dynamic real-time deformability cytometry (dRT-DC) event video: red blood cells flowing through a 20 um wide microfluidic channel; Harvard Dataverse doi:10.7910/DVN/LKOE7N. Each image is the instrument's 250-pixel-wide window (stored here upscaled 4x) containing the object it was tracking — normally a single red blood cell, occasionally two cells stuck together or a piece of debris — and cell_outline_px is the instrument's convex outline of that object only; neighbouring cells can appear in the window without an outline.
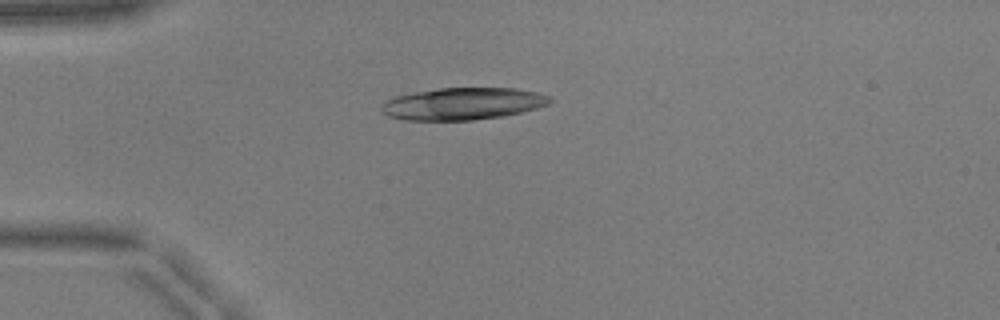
{"species": "common noctule bat (a hibernating species)", "species_latin": "Nyctalus noctula", "temperature_condition": "warm", "stored_images_in_passage": 19, "camera_frame_rate_fps": 3000, "um_per_image_px": 0.085, "animal": {"sex": "male", "body_mass_g": 17.9, "forearm_length_mm": 54.2}, "frame": {"image": 1, "passage_image": 13, "time_ms": 4.0, "image_size_px": [1000, 320], "cell_outline_px": [[552, 100], [548, 104], [536, 108], [504, 116], [472, 120], [404, 120], [388, 116], [380, 112], [380, 104], [396, 96], [416, 92], [440, 88], [516, 88], [536, 92], [548, 96]], "centroid_in_image_um": [39.3, 8.82], "position_along_channel_um": 45.7, "area_um2": 31.44}}